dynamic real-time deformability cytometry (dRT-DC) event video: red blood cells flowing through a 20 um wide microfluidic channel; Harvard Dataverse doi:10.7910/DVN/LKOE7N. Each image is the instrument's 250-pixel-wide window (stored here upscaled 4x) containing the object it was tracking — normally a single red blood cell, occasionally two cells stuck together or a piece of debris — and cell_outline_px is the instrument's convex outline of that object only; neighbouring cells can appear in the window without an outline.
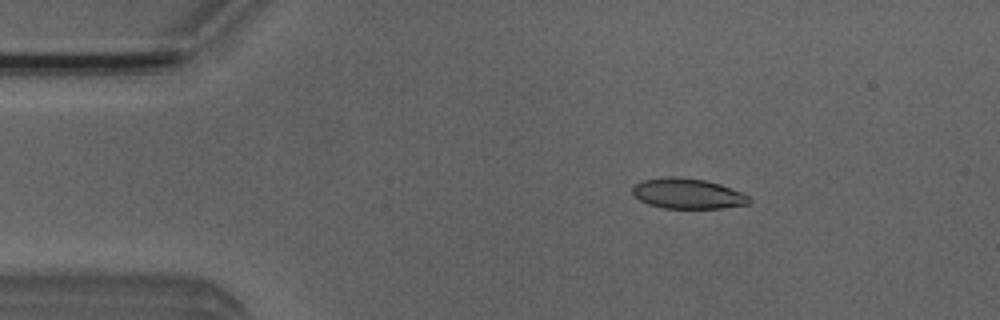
{"species": "Egyptian fruit bat (a non-hibernating species)", "species_latin": "Rousettus aegyptiacus", "temperature_condition": "room temperature", "stored_images_in_passage": 14, "camera_frame_rate_fps": 3000, "um_per_image_px": 0.085, "animal": {"sex": "male"}, "frame": {"image": 1, "passage_image": 7, "time_ms": 2.0, "image_size_px": [1000, 320], "cell_outline_px": [[752, 200], [748, 204], [720, 208], [664, 208], [648, 204], [640, 200], [632, 192], [632, 188], [636, 184], [644, 180], [664, 176], [676, 176], [704, 180], [720, 184], [740, 192], [748, 196]], "centroid_in_image_um": [58.44, 16.45], "position_along_channel_um": 26.6, "area_um2": 20.46}}